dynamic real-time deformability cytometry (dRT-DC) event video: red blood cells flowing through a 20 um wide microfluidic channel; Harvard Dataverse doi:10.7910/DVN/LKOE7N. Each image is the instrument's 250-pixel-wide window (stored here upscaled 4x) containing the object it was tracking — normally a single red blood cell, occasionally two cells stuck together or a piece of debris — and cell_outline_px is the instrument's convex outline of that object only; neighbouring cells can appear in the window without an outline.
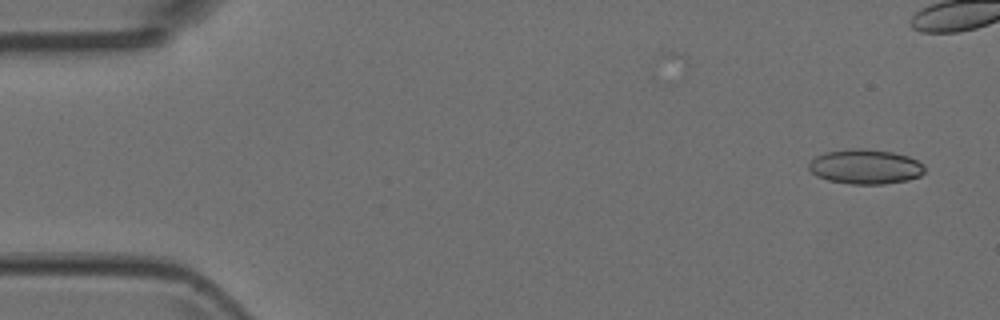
{"species": "Egyptian fruit bat (a non-hibernating species)", "species_latin": "Rousettus aegyptiacus", "temperature_condition": "room temperature", "stored_images_in_passage": 6, "camera_frame_rate_fps": 3000, "um_per_image_px": 0.085, "animal": {"sex": "female"}, "frame": {"image": 1, "passage_image": 1, "time_ms": 0.0, "image_size_px": [1000, 320], "cell_outline_px": [[924, 172], [920, 176], [908, 180], [884, 184], [852, 184], [828, 180], [816, 176], [808, 168], [808, 164], [816, 156], [824, 152], [852, 148], [860, 148], [892, 152], [908, 156], [924, 164]], "centroid_in_image_um": [73.55, 14.17], "position_along_channel_um": 11.5, "area_um2": 23.47}}
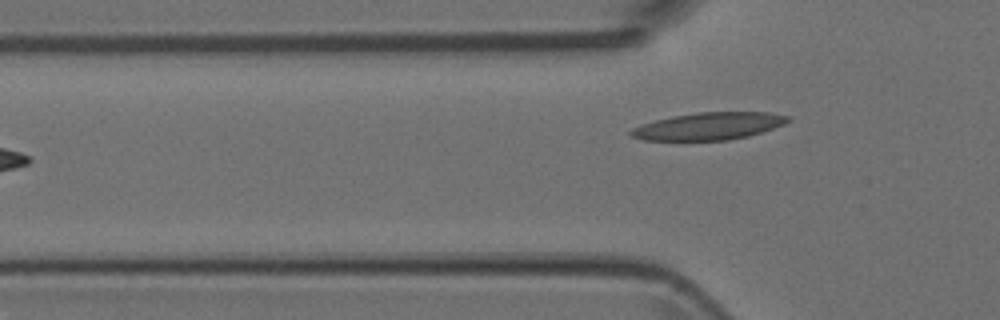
{"frame": {"image": 2, "passage_image": 6, "time_ms": 1.667, "image_size_px": [1000, 320], "cell_outline_px": [[792, 120], [784, 124], [748, 136], [728, 140], [644, 140], [632, 136], [628, 132], [632, 128], [656, 120], [672, 116], [696, 112], [768, 112], [788, 116]], "centroid_in_image_um": [60.25, 10.72], "position_along_channel_um": 65.5, "area_um2": 24.8}}